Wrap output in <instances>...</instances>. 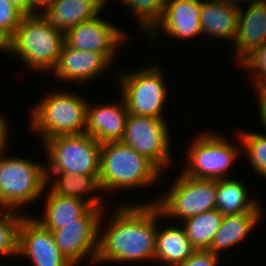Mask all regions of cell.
<instances>
[{
    "instance_id": "obj_30",
    "label": "cell",
    "mask_w": 266,
    "mask_h": 266,
    "mask_svg": "<svg viewBox=\"0 0 266 266\" xmlns=\"http://www.w3.org/2000/svg\"><path fill=\"white\" fill-rule=\"evenodd\" d=\"M25 14L9 0H0V27L11 37L15 34Z\"/></svg>"
},
{
    "instance_id": "obj_23",
    "label": "cell",
    "mask_w": 266,
    "mask_h": 266,
    "mask_svg": "<svg viewBox=\"0 0 266 266\" xmlns=\"http://www.w3.org/2000/svg\"><path fill=\"white\" fill-rule=\"evenodd\" d=\"M102 11L93 0H57L42 15L53 29L65 34L70 28L91 20Z\"/></svg>"
},
{
    "instance_id": "obj_32",
    "label": "cell",
    "mask_w": 266,
    "mask_h": 266,
    "mask_svg": "<svg viewBox=\"0 0 266 266\" xmlns=\"http://www.w3.org/2000/svg\"><path fill=\"white\" fill-rule=\"evenodd\" d=\"M5 114L6 113H2L0 111V153L8 149L10 146L8 142L11 141V126L9 124L12 125V123H9V120Z\"/></svg>"
},
{
    "instance_id": "obj_15",
    "label": "cell",
    "mask_w": 266,
    "mask_h": 266,
    "mask_svg": "<svg viewBox=\"0 0 266 266\" xmlns=\"http://www.w3.org/2000/svg\"><path fill=\"white\" fill-rule=\"evenodd\" d=\"M100 14L70 28L64 34L65 43L76 50L117 53L119 47L129 42V36L116 24L107 21V18L106 20L102 18Z\"/></svg>"
},
{
    "instance_id": "obj_26",
    "label": "cell",
    "mask_w": 266,
    "mask_h": 266,
    "mask_svg": "<svg viewBox=\"0 0 266 266\" xmlns=\"http://www.w3.org/2000/svg\"><path fill=\"white\" fill-rule=\"evenodd\" d=\"M116 2L130 11L145 35L161 20L166 5V0H117L114 3Z\"/></svg>"
},
{
    "instance_id": "obj_5",
    "label": "cell",
    "mask_w": 266,
    "mask_h": 266,
    "mask_svg": "<svg viewBox=\"0 0 266 266\" xmlns=\"http://www.w3.org/2000/svg\"><path fill=\"white\" fill-rule=\"evenodd\" d=\"M8 150L0 153V208L22 212L43 196L47 184L45 163L29 156H7Z\"/></svg>"
},
{
    "instance_id": "obj_18",
    "label": "cell",
    "mask_w": 266,
    "mask_h": 266,
    "mask_svg": "<svg viewBox=\"0 0 266 266\" xmlns=\"http://www.w3.org/2000/svg\"><path fill=\"white\" fill-rule=\"evenodd\" d=\"M48 190V191H47ZM43 196L44 205L42 204V211L39 216L32 217L38 221L43 227L50 231L63 227V224L79 223L81 218L92 206L75 197H65L54 193L49 187H45ZM41 214H43L41 216Z\"/></svg>"
},
{
    "instance_id": "obj_10",
    "label": "cell",
    "mask_w": 266,
    "mask_h": 266,
    "mask_svg": "<svg viewBox=\"0 0 266 266\" xmlns=\"http://www.w3.org/2000/svg\"><path fill=\"white\" fill-rule=\"evenodd\" d=\"M166 118L139 116L129 113L121 140L139 154L147 157L163 173L174 163L171 136ZM165 169V170H164ZM165 171V172H164Z\"/></svg>"
},
{
    "instance_id": "obj_25",
    "label": "cell",
    "mask_w": 266,
    "mask_h": 266,
    "mask_svg": "<svg viewBox=\"0 0 266 266\" xmlns=\"http://www.w3.org/2000/svg\"><path fill=\"white\" fill-rule=\"evenodd\" d=\"M224 216L218 210H210L183 220L186 235L196 250H208Z\"/></svg>"
},
{
    "instance_id": "obj_38",
    "label": "cell",
    "mask_w": 266,
    "mask_h": 266,
    "mask_svg": "<svg viewBox=\"0 0 266 266\" xmlns=\"http://www.w3.org/2000/svg\"><path fill=\"white\" fill-rule=\"evenodd\" d=\"M93 1L96 2L104 10L106 7H108L107 4L109 5L110 3L109 1H112V0H93Z\"/></svg>"
},
{
    "instance_id": "obj_39",
    "label": "cell",
    "mask_w": 266,
    "mask_h": 266,
    "mask_svg": "<svg viewBox=\"0 0 266 266\" xmlns=\"http://www.w3.org/2000/svg\"><path fill=\"white\" fill-rule=\"evenodd\" d=\"M201 3H211V2H220L225 0H199Z\"/></svg>"
},
{
    "instance_id": "obj_14",
    "label": "cell",
    "mask_w": 266,
    "mask_h": 266,
    "mask_svg": "<svg viewBox=\"0 0 266 266\" xmlns=\"http://www.w3.org/2000/svg\"><path fill=\"white\" fill-rule=\"evenodd\" d=\"M29 258L31 266H74L59 250L52 231L32 215L25 214L18 227V257Z\"/></svg>"
},
{
    "instance_id": "obj_34",
    "label": "cell",
    "mask_w": 266,
    "mask_h": 266,
    "mask_svg": "<svg viewBox=\"0 0 266 266\" xmlns=\"http://www.w3.org/2000/svg\"><path fill=\"white\" fill-rule=\"evenodd\" d=\"M11 51V36L0 27V53H6L9 56Z\"/></svg>"
},
{
    "instance_id": "obj_1",
    "label": "cell",
    "mask_w": 266,
    "mask_h": 266,
    "mask_svg": "<svg viewBox=\"0 0 266 266\" xmlns=\"http://www.w3.org/2000/svg\"><path fill=\"white\" fill-rule=\"evenodd\" d=\"M126 203L115 206L112 218L108 219L110 222L105 220L106 208L100 217L95 266L112 262H154L156 233L162 214L154 203Z\"/></svg>"
},
{
    "instance_id": "obj_22",
    "label": "cell",
    "mask_w": 266,
    "mask_h": 266,
    "mask_svg": "<svg viewBox=\"0 0 266 266\" xmlns=\"http://www.w3.org/2000/svg\"><path fill=\"white\" fill-rule=\"evenodd\" d=\"M264 215V212H243L224 216L208 250L222 256L224 250H230L234 246L236 248L259 226Z\"/></svg>"
},
{
    "instance_id": "obj_28",
    "label": "cell",
    "mask_w": 266,
    "mask_h": 266,
    "mask_svg": "<svg viewBox=\"0 0 266 266\" xmlns=\"http://www.w3.org/2000/svg\"><path fill=\"white\" fill-rule=\"evenodd\" d=\"M239 137L242 145V154L247 156L251 170H255L258 175L266 179V134L254 131H241L238 130ZM266 133V131H265Z\"/></svg>"
},
{
    "instance_id": "obj_37",
    "label": "cell",
    "mask_w": 266,
    "mask_h": 266,
    "mask_svg": "<svg viewBox=\"0 0 266 266\" xmlns=\"http://www.w3.org/2000/svg\"><path fill=\"white\" fill-rule=\"evenodd\" d=\"M228 1L235 6L241 7V4H244L245 2L248 4H253L258 2H264L266 0H228Z\"/></svg>"
},
{
    "instance_id": "obj_11",
    "label": "cell",
    "mask_w": 266,
    "mask_h": 266,
    "mask_svg": "<svg viewBox=\"0 0 266 266\" xmlns=\"http://www.w3.org/2000/svg\"><path fill=\"white\" fill-rule=\"evenodd\" d=\"M107 207H91L79 223L63 224L62 228L52 230L59 250L74 266L83 260L95 266L98 253L99 221Z\"/></svg>"
},
{
    "instance_id": "obj_12",
    "label": "cell",
    "mask_w": 266,
    "mask_h": 266,
    "mask_svg": "<svg viewBox=\"0 0 266 266\" xmlns=\"http://www.w3.org/2000/svg\"><path fill=\"white\" fill-rule=\"evenodd\" d=\"M117 53H96L70 48L65 42L57 66L51 75L59 82H70L76 87L89 84L117 64ZM99 75V76H98Z\"/></svg>"
},
{
    "instance_id": "obj_4",
    "label": "cell",
    "mask_w": 266,
    "mask_h": 266,
    "mask_svg": "<svg viewBox=\"0 0 266 266\" xmlns=\"http://www.w3.org/2000/svg\"><path fill=\"white\" fill-rule=\"evenodd\" d=\"M64 42V34L53 29L42 13L25 15L11 37L10 56L14 55L29 71L51 75Z\"/></svg>"
},
{
    "instance_id": "obj_21",
    "label": "cell",
    "mask_w": 266,
    "mask_h": 266,
    "mask_svg": "<svg viewBox=\"0 0 266 266\" xmlns=\"http://www.w3.org/2000/svg\"><path fill=\"white\" fill-rule=\"evenodd\" d=\"M160 227L158 223L154 253V263L161 266H177L186 261L196 249L188 239L182 225L170 224Z\"/></svg>"
},
{
    "instance_id": "obj_35",
    "label": "cell",
    "mask_w": 266,
    "mask_h": 266,
    "mask_svg": "<svg viewBox=\"0 0 266 266\" xmlns=\"http://www.w3.org/2000/svg\"><path fill=\"white\" fill-rule=\"evenodd\" d=\"M257 100V104L258 106V115H259V119L261 120V126H263V128H265L264 130L266 131V94L265 95H260L258 97Z\"/></svg>"
},
{
    "instance_id": "obj_33",
    "label": "cell",
    "mask_w": 266,
    "mask_h": 266,
    "mask_svg": "<svg viewBox=\"0 0 266 266\" xmlns=\"http://www.w3.org/2000/svg\"><path fill=\"white\" fill-rule=\"evenodd\" d=\"M14 6L21 10L25 15H34L33 0H9Z\"/></svg>"
},
{
    "instance_id": "obj_19",
    "label": "cell",
    "mask_w": 266,
    "mask_h": 266,
    "mask_svg": "<svg viewBox=\"0 0 266 266\" xmlns=\"http://www.w3.org/2000/svg\"><path fill=\"white\" fill-rule=\"evenodd\" d=\"M45 175L46 185L54 193L65 197L79 198L92 207H106L107 200L101 190L99 175L71 173H45Z\"/></svg>"
},
{
    "instance_id": "obj_8",
    "label": "cell",
    "mask_w": 266,
    "mask_h": 266,
    "mask_svg": "<svg viewBox=\"0 0 266 266\" xmlns=\"http://www.w3.org/2000/svg\"><path fill=\"white\" fill-rule=\"evenodd\" d=\"M42 146L47 159L45 173H100L101 144L85 132L55 136L44 140Z\"/></svg>"
},
{
    "instance_id": "obj_3",
    "label": "cell",
    "mask_w": 266,
    "mask_h": 266,
    "mask_svg": "<svg viewBox=\"0 0 266 266\" xmlns=\"http://www.w3.org/2000/svg\"><path fill=\"white\" fill-rule=\"evenodd\" d=\"M47 91L29 111L30 125L40 142L59 135L81 134L86 129L87 97L71 89Z\"/></svg>"
},
{
    "instance_id": "obj_16",
    "label": "cell",
    "mask_w": 266,
    "mask_h": 266,
    "mask_svg": "<svg viewBox=\"0 0 266 266\" xmlns=\"http://www.w3.org/2000/svg\"><path fill=\"white\" fill-rule=\"evenodd\" d=\"M118 102L94 104L88 102L85 133L100 144L121 141L125 132L128 108L120 95Z\"/></svg>"
},
{
    "instance_id": "obj_36",
    "label": "cell",
    "mask_w": 266,
    "mask_h": 266,
    "mask_svg": "<svg viewBox=\"0 0 266 266\" xmlns=\"http://www.w3.org/2000/svg\"><path fill=\"white\" fill-rule=\"evenodd\" d=\"M33 1H34V14H38L44 12L57 0H33Z\"/></svg>"
},
{
    "instance_id": "obj_7",
    "label": "cell",
    "mask_w": 266,
    "mask_h": 266,
    "mask_svg": "<svg viewBox=\"0 0 266 266\" xmlns=\"http://www.w3.org/2000/svg\"><path fill=\"white\" fill-rule=\"evenodd\" d=\"M153 64L134 71H119L116 75V84L120 87L118 94L123 97L130 114L166 118L163 109L169 101V90L163 74L165 68L161 63Z\"/></svg>"
},
{
    "instance_id": "obj_9",
    "label": "cell",
    "mask_w": 266,
    "mask_h": 266,
    "mask_svg": "<svg viewBox=\"0 0 266 266\" xmlns=\"http://www.w3.org/2000/svg\"><path fill=\"white\" fill-rule=\"evenodd\" d=\"M179 173L165 195L162 193L144 204L154 203L163 218L178 219V222L216 209V179H198Z\"/></svg>"
},
{
    "instance_id": "obj_31",
    "label": "cell",
    "mask_w": 266,
    "mask_h": 266,
    "mask_svg": "<svg viewBox=\"0 0 266 266\" xmlns=\"http://www.w3.org/2000/svg\"><path fill=\"white\" fill-rule=\"evenodd\" d=\"M220 257L209 250H196L186 261L177 266H219Z\"/></svg>"
},
{
    "instance_id": "obj_20",
    "label": "cell",
    "mask_w": 266,
    "mask_h": 266,
    "mask_svg": "<svg viewBox=\"0 0 266 266\" xmlns=\"http://www.w3.org/2000/svg\"><path fill=\"white\" fill-rule=\"evenodd\" d=\"M240 7L228 0L211 3H201L200 22L202 35L208 39L218 38L219 41L235 40Z\"/></svg>"
},
{
    "instance_id": "obj_2",
    "label": "cell",
    "mask_w": 266,
    "mask_h": 266,
    "mask_svg": "<svg viewBox=\"0 0 266 266\" xmlns=\"http://www.w3.org/2000/svg\"><path fill=\"white\" fill-rule=\"evenodd\" d=\"M99 183L103 194L158 186L163 172L147 157L121 141L101 144ZM119 190V191H118Z\"/></svg>"
},
{
    "instance_id": "obj_29",
    "label": "cell",
    "mask_w": 266,
    "mask_h": 266,
    "mask_svg": "<svg viewBox=\"0 0 266 266\" xmlns=\"http://www.w3.org/2000/svg\"><path fill=\"white\" fill-rule=\"evenodd\" d=\"M245 69L246 77L254 87L256 97L266 94V42L255 48L237 66ZM251 75V76H250Z\"/></svg>"
},
{
    "instance_id": "obj_17",
    "label": "cell",
    "mask_w": 266,
    "mask_h": 266,
    "mask_svg": "<svg viewBox=\"0 0 266 266\" xmlns=\"http://www.w3.org/2000/svg\"><path fill=\"white\" fill-rule=\"evenodd\" d=\"M266 42V1L248 4L239 11L238 28L233 42V61L238 65L255 48ZM235 49V50H234Z\"/></svg>"
},
{
    "instance_id": "obj_6",
    "label": "cell",
    "mask_w": 266,
    "mask_h": 266,
    "mask_svg": "<svg viewBox=\"0 0 266 266\" xmlns=\"http://www.w3.org/2000/svg\"><path fill=\"white\" fill-rule=\"evenodd\" d=\"M236 141L237 144L220 133L202 130L193 137L186 149L187 158L184 159L186 164L183 165L181 173L198 179L230 178L229 173L242 153L239 137Z\"/></svg>"
},
{
    "instance_id": "obj_24",
    "label": "cell",
    "mask_w": 266,
    "mask_h": 266,
    "mask_svg": "<svg viewBox=\"0 0 266 266\" xmlns=\"http://www.w3.org/2000/svg\"><path fill=\"white\" fill-rule=\"evenodd\" d=\"M248 184L237 178L217 180L215 205L223 216L236 215L243 212H264L260 202L251 199L248 194Z\"/></svg>"
},
{
    "instance_id": "obj_13",
    "label": "cell",
    "mask_w": 266,
    "mask_h": 266,
    "mask_svg": "<svg viewBox=\"0 0 266 266\" xmlns=\"http://www.w3.org/2000/svg\"><path fill=\"white\" fill-rule=\"evenodd\" d=\"M200 12L199 0H166L161 20L145 35L149 44L152 46L154 42L158 43L156 40L163 38V35L171 38L170 41H194L192 38L202 35Z\"/></svg>"
},
{
    "instance_id": "obj_27",
    "label": "cell",
    "mask_w": 266,
    "mask_h": 266,
    "mask_svg": "<svg viewBox=\"0 0 266 266\" xmlns=\"http://www.w3.org/2000/svg\"><path fill=\"white\" fill-rule=\"evenodd\" d=\"M28 214L14 209L0 208V256H18V227L22 217Z\"/></svg>"
}]
</instances>
